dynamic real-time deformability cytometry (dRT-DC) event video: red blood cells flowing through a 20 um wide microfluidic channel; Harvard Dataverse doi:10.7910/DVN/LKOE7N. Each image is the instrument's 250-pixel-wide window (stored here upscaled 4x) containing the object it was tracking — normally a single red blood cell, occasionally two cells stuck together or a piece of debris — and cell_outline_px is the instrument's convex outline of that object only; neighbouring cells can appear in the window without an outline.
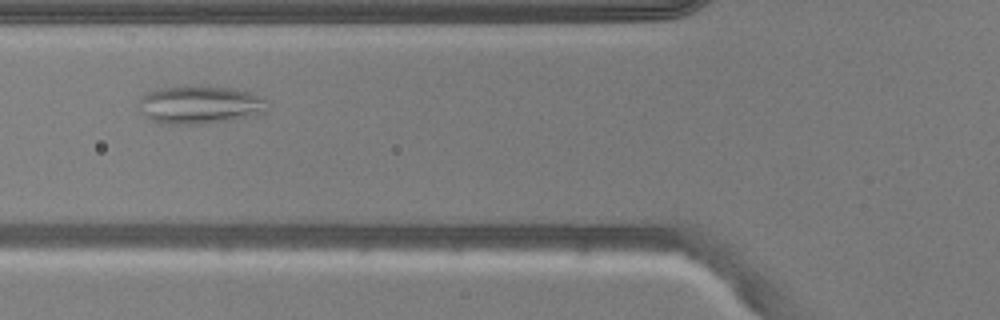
{"species": "common noctule bat (a hibernating species)", "species_latin": "Nyctalus noctula", "temperature_condition": "warm", "stored_images_in_passage": 45, "camera_frame_rate_fps": 3000, "um_per_image_px": 0.085, "animal": {"sex": "male", "body_mass_g": 20.5, "forearm_length_mm": 52.5}, "frame": {"image": 1, "passage_image": 13, "time_ms": 4.0, "image_size_px": [1000, 320], "cell_outline_px": [[268, 112], [256, 116], [232, 120], [200, 124], [160, 124], [152, 120], [144, 112], [140, 100], [140, 96], [148, 92], [160, 88], [236, 88], [252, 92], [268, 100]], "centroid_in_image_um": [17.13, 8.94], "position_along_channel_um": 108.7, "area_um2": 28.15}}
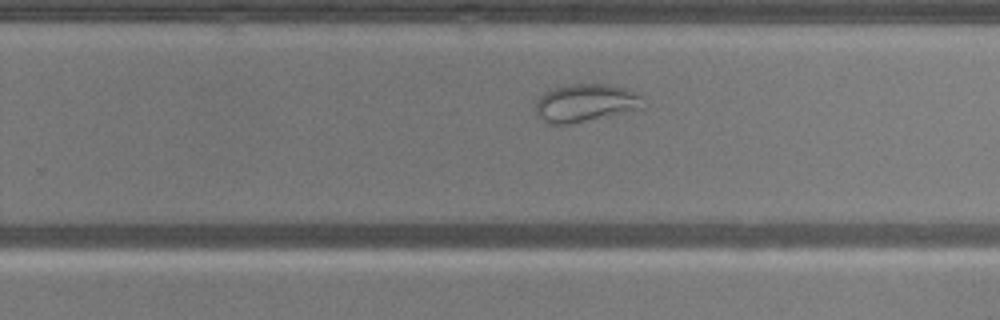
{"frame": {"image": 2, "passage_image": 26, "time_ms": 8.333, "image_size_px": [1000, 320], "cell_outline_px": [[648, 104], [644, 108], [568, 124], [548, 124], [536, 112], [536, 100], [544, 92], [552, 88], [568, 84], [608, 84], [640, 92], [644, 96]], "centroid_in_image_um": [49.85, 8.72], "position_along_channel_um": 279.9, "area_um2": 23.99}}
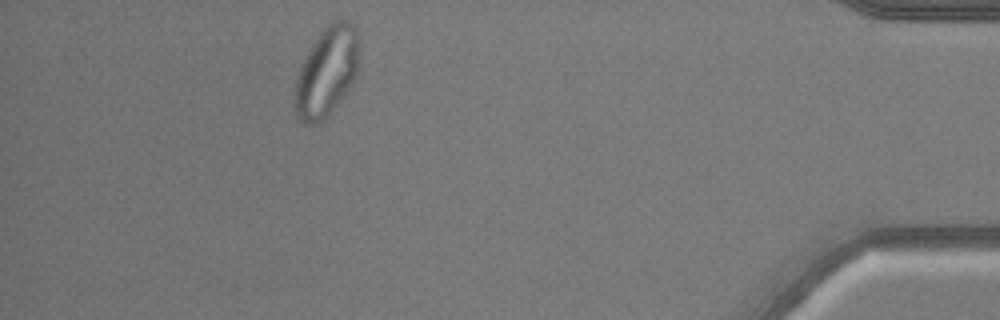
{"frame": {"image": 3, "passage_image": 40, "time_ms": 13.0, "image_size_px": [1000, 320], "cell_outline_px": [[356, 80], [328, 116], [324, 120], [316, 124], [304, 124], [296, 116], [292, 104], [292, 92], [304, 56], [308, 48], [320, 32], [328, 24], [336, 20], [348, 20], [356, 28]], "centroid_in_image_um": [27.69, 6.17], "position_along_channel_um": 407.5, "area_um2": 33.76}}